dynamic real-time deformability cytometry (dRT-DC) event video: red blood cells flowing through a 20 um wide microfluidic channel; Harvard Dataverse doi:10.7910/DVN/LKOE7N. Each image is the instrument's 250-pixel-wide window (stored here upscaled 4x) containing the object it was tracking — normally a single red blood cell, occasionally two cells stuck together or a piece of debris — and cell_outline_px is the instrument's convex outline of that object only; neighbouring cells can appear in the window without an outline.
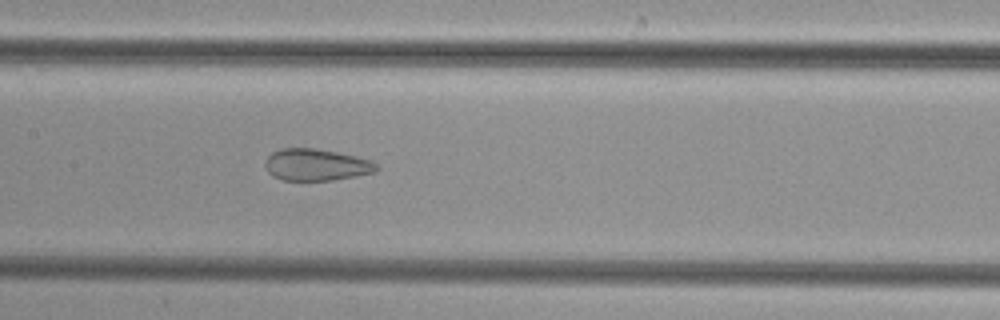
{"species": "common noctule bat (a hibernating species)", "species_latin": "Nyctalus noctula", "temperature_condition": "cold", "stored_images_in_passage": 48, "camera_frame_rate_fps": 3000, "um_per_image_px": 0.085, "animal": {"sex": "female", "body_mass_g": 29.2, "forearm_length_mm": 56.3}, "frame": {"image": 1, "passage_image": 22, "time_ms": 7.0, "image_size_px": [1000, 320], "cell_outline_px": [[380, 168], [372, 172], [356, 176], [332, 180], [280, 180], [272, 176], [268, 172], [264, 164], [268, 156], [272, 152], [280, 148], [316, 148], [356, 156], [372, 160]], "centroid_in_image_um": [26.85, 14.0], "position_along_channel_um": 180.5, "area_um2": 20.69}}
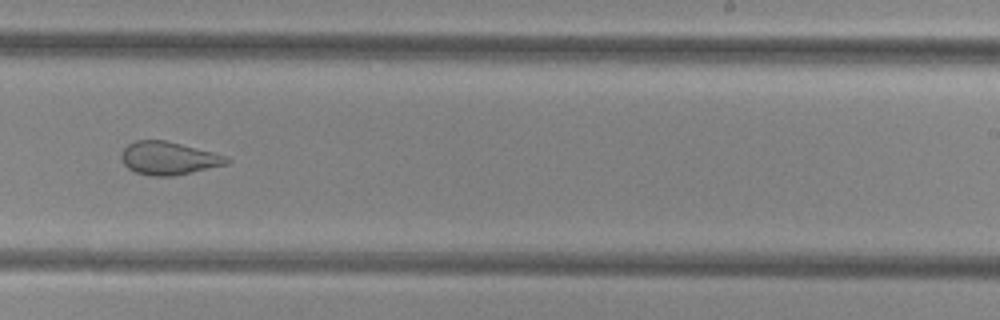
{"frame": {"image": 2, "passage_image": 29, "time_ms": 9.333, "image_size_px": [1000, 320], "cell_outline_px": [[232, 160], [228, 164], [172, 176], [152, 176], [136, 172], [128, 168], [124, 164], [120, 156], [124, 148], [128, 144], [136, 140], [164, 140], [228, 156]], "centroid_in_image_um": [14.33, 13.45], "position_along_channel_um": 274.7, "area_um2": 20.11}}
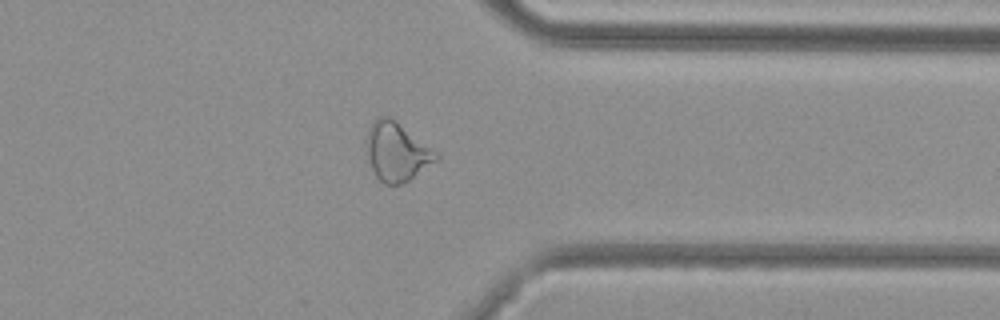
{"frame": {"image": 3, "passage_image": 37, "time_ms": 12.0, "image_size_px": [1000, 320], "cell_outline_px": [[440, 156], [436, 160], [408, 180], [400, 184], [384, 184], [376, 176], [372, 168], [368, 156], [368, 128], [380, 116], [388, 116], [396, 120], [436, 152]], "centroid_in_image_um": [33.72, 12.89], "position_along_channel_um": 377.7, "area_um2": 22.95}}